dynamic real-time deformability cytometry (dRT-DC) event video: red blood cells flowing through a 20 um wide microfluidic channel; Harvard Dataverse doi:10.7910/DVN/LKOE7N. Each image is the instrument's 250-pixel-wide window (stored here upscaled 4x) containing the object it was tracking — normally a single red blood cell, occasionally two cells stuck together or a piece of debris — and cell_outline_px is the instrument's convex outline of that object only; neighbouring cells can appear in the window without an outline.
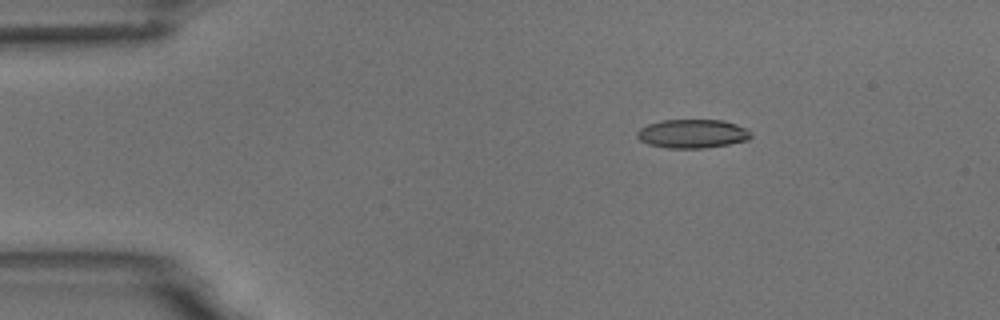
{"species": "common noctule bat (a hibernating species)", "species_latin": "Nyctalus noctula", "temperature_condition": "room temperature", "stored_images_in_passage": 4, "camera_frame_rate_fps": 3000, "um_per_image_px": 0.085, "animal": {"sex": "male", "body_mass_g": 18.8}, "frame": {"image": 1, "passage_image": 2, "time_ms": 2.0, "image_size_px": [1000, 320], "cell_outline_px": [[752, 136], [748, 140], [728, 144], [704, 148], [668, 148], [648, 144], [640, 140], [636, 136], [636, 132], [640, 128], [648, 124], [660, 120], [724, 120], [748, 128], [752, 132]], "centroid_in_image_um": [58.87, 11.36], "position_along_channel_um": 26.1, "area_um2": 19.25}}